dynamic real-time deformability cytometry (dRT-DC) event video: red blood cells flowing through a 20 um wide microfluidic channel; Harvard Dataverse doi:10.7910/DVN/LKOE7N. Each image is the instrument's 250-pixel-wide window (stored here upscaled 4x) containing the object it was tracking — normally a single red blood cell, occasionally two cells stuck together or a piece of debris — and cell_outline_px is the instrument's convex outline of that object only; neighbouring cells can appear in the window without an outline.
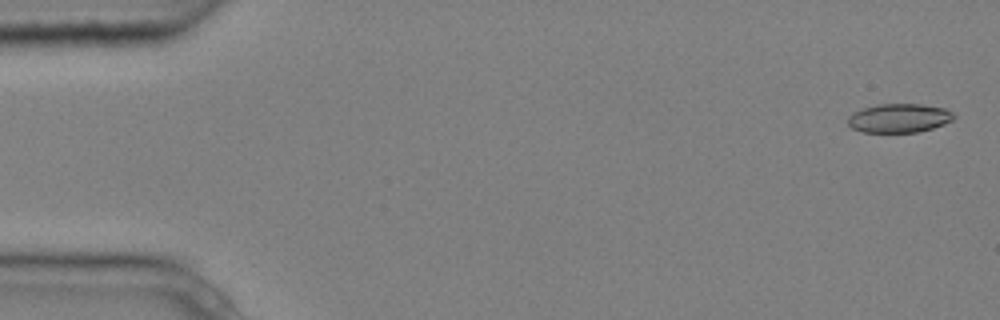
{"species": "common noctule bat (a hibernating species)", "species_latin": "Nyctalus noctula", "temperature_condition": "cold", "stored_images_in_passage": 5, "camera_frame_rate_fps": 3000, "um_per_image_px": 0.085, "animal": {"sex": "male", "body_mass_g": 20.4}, "frame": {"image": 1, "passage_image": 1, "time_ms": 0.0, "image_size_px": [1000, 320], "cell_outline_px": [[956, 116], [952, 120], [944, 124], [932, 128], [916, 132], [864, 132], [852, 128], [848, 124], [848, 116], [852, 112], [860, 108], [876, 104], [920, 104], [944, 108], [952, 112]], "centroid_in_image_um": [76.39, 10.03], "position_along_channel_um": 8.6, "area_um2": 17.92}}
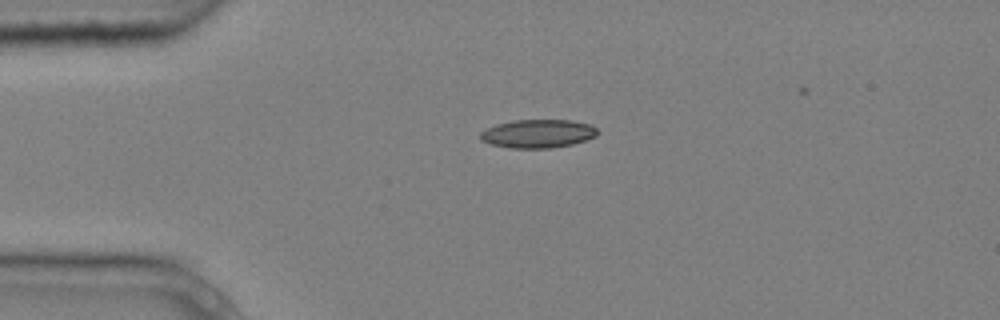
{"frame": {"image": 2, "passage_image": 4, "time_ms": 1.0, "image_size_px": [1000, 320], "cell_outline_px": [[596, 136], [572, 144], [552, 148], [508, 148], [492, 144], [480, 140], [480, 132], [484, 128], [496, 124], [512, 120], [572, 120], [592, 124], [596, 128]], "centroid_in_image_um": [45.68, 11.35], "position_along_channel_um": 39.3, "area_um2": 19.54}}